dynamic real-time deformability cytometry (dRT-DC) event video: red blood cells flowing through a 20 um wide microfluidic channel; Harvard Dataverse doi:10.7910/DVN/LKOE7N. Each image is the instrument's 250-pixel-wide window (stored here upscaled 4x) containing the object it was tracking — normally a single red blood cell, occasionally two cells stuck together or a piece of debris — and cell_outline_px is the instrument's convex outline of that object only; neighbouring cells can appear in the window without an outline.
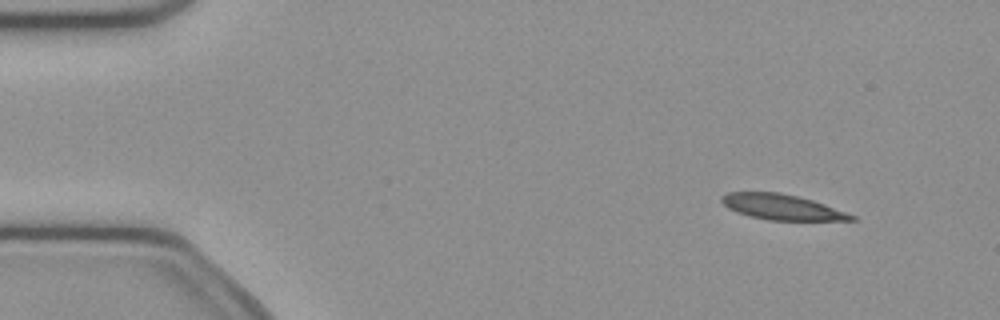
{"species": "common noctule bat (a hibernating species)", "species_latin": "Nyctalus noctula", "temperature_condition": "cold", "stored_images_in_passage": 13, "camera_frame_rate_fps": 3000, "um_per_image_px": 0.085, "animal": {"sex": "female", "body_mass_g": 21.9}, "frame": {"image": 1, "passage_image": 4, "time_ms": 1.0, "image_size_px": [1000, 320], "cell_outline_px": [[860, 220], [768, 220], [748, 216], [736, 212], [728, 208], [720, 200], [720, 196], [728, 192], [780, 192], [812, 200], [824, 204], [856, 216]], "centroid_in_image_um": [66.43, 17.6], "position_along_channel_um": 18.6, "area_um2": 19.19}}